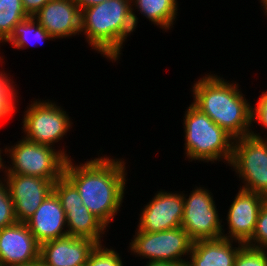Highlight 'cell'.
<instances>
[{
    "instance_id": "6da1fadb",
    "label": "cell",
    "mask_w": 267,
    "mask_h": 266,
    "mask_svg": "<svg viewBox=\"0 0 267 266\" xmlns=\"http://www.w3.org/2000/svg\"><path fill=\"white\" fill-rule=\"evenodd\" d=\"M69 158L64 175L78 189L83 204L106 227L114 220L124 202L126 162L119 158L98 157L74 164Z\"/></svg>"
},
{
    "instance_id": "7a4b0ae2",
    "label": "cell",
    "mask_w": 267,
    "mask_h": 266,
    "mask_svg": "<svg viewBox=\"0 0 267 266\" xmlns=\"http://www.w3.org/2000/svg\"><path fill=\"white\" fill-rule=\"evenodd\" d=\"M197 80L192 85V104L234 139L250 135L252 106L239 84L211 72Z\"/></svg>"
},
{
    "instance_id": "3957f363",
    "label": "cell",
    "mask_w": 267,
    "mask_h": 266,
    "mask_svg": "<svg viewBox=\"0 0 267 266\" xmlns=\"http://www.w3.org/2000/svg\"><path fill=\"white\" fill-rule=\"evenodd\" d=\"M81 32L92 49L116 62L123 43L135 32L131 0H109L81 10Z\"/></svg>"
},
{
    "instance_id": "277c9868",
    "label": "cell",
    "mask_w": 267,
    "mask_h": 266,
    "mask_svg": "<svg viewBox=\"0 0 267 266\" xmlns=\"http://www.w3.org/2000/svg\"><path fill=\"white\" fill-rule=\"evenodd\" d=\"M186 110L183 119L184 153L188 161H222L229 165L235 139L192 103Z\"/></svg>"
},
{
    "instance_id": "5b68a950",
    "label": "cell",
    "mask_w": 267,
    "mask_h": 266,
    "mask_svg": "<svg viewBox=\"0 0 267 266\" xmlns=\"http://www.w3.org/2000/svg\"><path fill=\"white\" fill-rule=\"evenodd\" d=\"M8 147V148H7ZM11 159L9 166L4 164V174L38 176L55 182L64 175L67 160L71 157L64 149H54L38 144L24 137L3 150Z\"/></svg>"
},
{
    "instance_id": "8992f818",
    "label": "cell",
    "mask_w": 267,
    "mask_h": 266,
    "mask_svg": "<svg viewBox=\"0 0 267 266\" xmlns=\"http://www.w3.org/2000/svg\"><path fill=\"white\" fill-rule=\"evenodd\" d=\"M253 130L250 135L234 140L229 166L242 180L240 189L267 198V138Z\"/></svg>"
},
{
    "instance_id": "52a82bcc",
    "label": "cell",
    "mask_w": 267,
    "mask_h": 266,
    "mask_svg": "<svg viewBox=\"0 0 267 266\" xmlns=\"http://www.w3.org/2000/svg\"><path fill=\"white\" fill-rule=\"evenodd\" d=\"M28 106L22 118V133H25L23 137L55 148L54 144L63 140L72 128L71 118L58 103L48 99H36Z\"/></svg>"
},
{
    "instance_id": "ba28073f",
    "label": "cell",
    "mask_w": 267,
    "mask_h": 266,
    "mask_svg": "<svg viewBox=\"0 0 267 266\" xmlns=\"http://www.w3.org/2000/svg\"><path fill=\"white\" fill-rule=\"evenodd\" d=\"M133 237L129 244L131 253L136 257L149 259V262H188L193 245L192 239L182 227L160 232H143L137 229Z\"/></svg>"
},
{
    "instance_id": "9c48e42d",
    "label": "cell",
    "mask_w": 267,
    "mask_h": 266,
    "mask_svg": "<svg viewBox=\"0 0 267 266\" xmlns=\"http://www.w3.org/2000/svg\"><path fill=\"white\" fill-rule=\"evenodd\" d=\"M187 194L183 193L184 211L181 227L193 242L215 240L224 234V224L220 220L214 197L210 190L197 187ZM188 196V197H187Z\"/></svg>"
},
{
    "instance_id": "30bf717a",
    "label": "cell",
    "mask_w": 267,
    "mask_h": 266,
    "mask_svg": "<svg viewBox=\"0 0 267 266\" xmlns=\"http://www.w3.org/2000/svg\"><path fill=\"white\" fill-rule=\"evenodd\" d=\"M143 207L137 229L143 232H160L181 227L184 198L183 192L157 191Z\"/></svg>"
},
{
    "instance_id": "8fae6325",
    "label": "cell",
    "mask_w": 267,
    "mask_h": 266,
    "mask_svg": "<svg viewBox=\"0 0 267 266\" xmlns=\"http://www.w3.org/2000/svg\"><path fill=\"white\" fill-rule=\"evenodd\" d=\"M6 183L14 203V213L18 222L25 223L53 192L54 182L38 176L5 174Z\"/></svg>"
},
{
    "instance_id": "7c38bea8",
    "label": "cell",
    "mask_w": 267,
    "mask_h": 266,
    "mask_svg": "<svg viewBox=\"0 0 267 266\" xmlns=\"http://www.w3.org/2000/svg\"><path fill=\"white\" fill-rule=\"evenodd\" d=\"M40 261V244L23 222L0 230V266H29Z\"/></svg>"
},
{
    "instance_id": "4fadbf2b",
    "label": "cell",
    "mask_w": 267,
    "mask_h": 266,
    "mask_svg": "<svg viewBox=\"0 0 267 266\" xmlns=\"http://www.w3.org/2000/svg\"><path fill=\"white\" fill-rule=\"evenodd\" d=\"M267 198L239 189L226 216L228 232L222 238L246 244L253 236L259 211Z\"/></svg>"
},
{
    "instance_id": "5bb4252c",
    "label": "cell",
    "mask_w": 267,
    "mask_h": 266,
    "mask_svg": "<svg viewBox=\"0 0 267 266\" xmlns=\"http://www.w3.org/2000/svg\"><path fill=\"white\" fill-rule=\"evenodd\" d=\"M33 17L54 40L81 34V10L74 0H50Z\"/></svg>"
},
{
    "instance_id": "9a60e30c",
    "label": "cell",
    "mask_w": 267,
    "mask_h": 266,
    "mask_svg": "<svg viewBox=\"0 0 267 266\" xmlns=\"http://www.w3.org/2000/svg\"><path fill=\"white\" fill-rule=\"evenodd\" d=\"M88 238L65 236L40 245V263L43 266H85L97 246Z\"/></svg>"
},
{
    "instance_id": "2e32d148",
    "label": "cell",
    "mask_w": 267,
    "mask_h": 266,
    "mask_svg": "<svg viewBox=\"0 0 267 266\" xmlns=\"http://www.w3.org/2000/svg\"><path fill=\"white\" fill-rule=\"evenodd\" d=\"M25 223L40 245L68 235L66 213L54 192L45 198Z\"/></svg>"
},
{
    "instance_id": "e0dca14e",
    "label": "cell",
    "mask_w": 267,
    "mask_h": 266,
    "mask_svg": "<svg viewBox=\"0 0 267 266\" xmlns=\"http://www.w3.org/2000/svg\"><path fill=\"white\" fill-rule=\"evenodd\" d=\"M233 240L219 238L193 242L188 266H234L238 251L245 245L238 242L234 247Z\"/></svg>"
},
{
    "instance_id": "ac0fdd59",
    "label": "cell",
    "mask_w": 267,
    "mask_h": 266,
    "mask_svg": "<svg viewBox=\"0 0 267 266\" xmlns=\"http://www.w3.org/2000/svg\"><path fill=\"white\" fill-rule=\"evenodd\" d=\"M66 213L69 236L88 238L101 244L106 226L83 204L76 208H63Z\"/></svg>"
},
{
    "instance_id": "d6986e66",
    "label": "cell",
    "mask_w": 267,
    "mask_h": 266,
    "mask_svg": "<svg viewBox=\"0 0 267 266\" xmlns=\"http://www.w3.org/2000/svg\"><path fill=\"white\" fill-rule=\"evenodd\" d=\"M178 5L177 0H131L135 28L139 19L134 11L138 9L137 11H140L153 24L165 31L171 30L174 27L176 16H178Z\"/></svg>"
},
{
    "instance_id": "ffe728a7",
    "label": "cell",
    "mask_w": 267,
    "mask_h": 266,
    "mask_svg": "<svg viewBox=\"0 0 267 266\" xmlns=\"http://www.w3.org/2000/svg\"><path fill=\"white\" fill-rule=\"evenodd\" d=\"M54 38L34 19L29 17L14 26V29L10 36L3 42L11 43L16 49H25L34 44L46 40H53ZM35 44V45H36Z\"/></svg>"
},
{
    "instance_id": "44dd1931",
    "label": "cell",
    "mask_w": 267,
    "mask_h": 266,
    "mask_svg": "<svg viewBox=\"0 0 267 266\" xmlns=\"http://www.w3.org/2000/svg\"><path fill=\"white\" fill-rule=\"evenodd\" d=\"M29 18L25 12L22 0H0V43H3L12 33L14 26ZM3 56L0 57V62Z\"/></svg>"
},
{
    "instance_id": "7402d4cb",
    "label": "cell",
    "mask_w": 267,
    "mask_h": 266,
    "mask_svg": "<svg viewBox=\"0 0 267 266\" xmlns=\"http://www.w3.org/2000/svg\"><path fill=\"white\" fill-rule=\"evenodd\" d=\"M53 192L60 200L62 208H76L83 205L78 189L65 175L54 182Z\"/></svg>"
},
{
    "instance_id": "603a6c76",
    "label": "cell",
    "mask_w": 267,
    "mask_h": 266,
    "mask_svg": "<svg viewBox=\"0 0 267 266\" xmlns=\"http://www.w3.org/2000/svg\"><path fill=\"white\" fill-rule=\"evenodd\" d=\"M85 266H125L119 253L114 248L105 247L102 243L91 252Z\"/></svg>"
},
{
    "instance_id": "cb8c5ba5",
    "label": "cell",
    "mask_w": 267,
    "mask_h": 266,
    "mask_svg": "<svg viewBox=\"0 0 267 266\" xmlns=\"http://www.w3.org/2000/svg\"><path fill=\"white\" fill-rule=\"evenodd\" d=\"M0 180V230L17 223L14 213V203L11 199L8 187L2 176Z\"/></svg>"
},
{
    "instance_id": "d4e9b609",
    "label": "cell",
    "mask_w": 267,
    "mask_h": 266,
    "mask_svg": "<svg viewBox=\"0 0 267 266\" xmlns=\"http://www.w3.org/2000/svg\"><path fill=\"white\" fill-rule=\"evenodd\" d=\"M234 266H267V249L244 245L238 251Z\"/></svg>"
},
{
    "instance_id": "484cf974",
    "label": "cell",
    "mask_w": 267,
    "mask_h": 266,
    "mask_svg": "<svg viewBox=\"0 0 267 266\" xmlns=\"http://www.w3.org/2000/svg\"><path fill=\"white\" fill-rule=\"evenodd\" d=\"M245 245L252 248L267 249V201L259 211L254 234Z\"/></svg>"
},
{
    "instance_id": "4316f807",
    "label": "cell",
    "mask_w": 267,
    "mask_h": 266,
    "mask_svg": "<svg viewBox=\"0 0 267 266\" xmlns=\"http://www.w3.org/2000/svg\"><path fill=\"white\" fill-rule=\"evenodd\" d=\"M256 122L267 130V90L261 93L256 106H252V124Z\"/></svg>"
},
{
    "instance_id": "83f0119b",
    "label": "cell",
    "mask_w": 267,
    "mask_h": 266,
    "mask_svg": "<svg viewBox=\"0 0 267 266\" xmlns=\"http://www.w3.org/2000/svg\"><path fill=\"white\" fill-rule=\"evenodd\" d=\"M19 96H0V120H3L11 116L16 112V106L19 99Z\"/></svg>"
},
{
    "instance_id": "f1b7e54d",
    "label": "cell",
    "mask_w": 267,
    "mask_h": 266,
    "mask_svg": "<svg viewBox=\"0 0 267 266\" xmlns=\"http://www.w3.org/2000/svg\"><path fill=\"white\" fill-rule=\"evenodd\" d=\"M2 70L0 71V96H17L18 90L14 87L15 83L11 78Z\"/></svg>"
},
{
    "instance_id": "f546056e",
    "label": "cell",
    "mask_w": 267,
    "mask_h": 266,
    "mask_svg": "<svg viewBox=\"0 0 267 266\" xmlns=\"http://www.w3.org/2000/svg\"><path fill=\"white\" fill-rule=\"evenodd\" d=\"M50 0H22V5L29 17H33Z\"/></svg>"
},
{
    "instance_id": "4dcf8cb0",
    "label": "cell",
    "mask_w": 267,
    "mask_h": 266,
    "mask_svg": "<svg viewBox=\"0 0 267 266\" xmlns=\"http://www.w3.org/2000/svg\"><path fill=\"white\" fill-rule=\"evenodd\" d=\"M76 4L79 6L80 10L87 8V7H92L94 5H98L101 2H106L109 0H74Z\"/></svg>"
},
{
    "instance_id": "1f68e13d",
    "label": "cell",
    "mask_w": 267,
    "mask_h": 266,
    "mask_svg": "<svg viewBox=\"0 0 267 266\" xmlns=\"http://www.w3.org/2000/svg\"><path fill=\"white\" fill-rule=\"evenodd\" d=\"M145 266H188L187 262H179V263H171V262H162V261H154V262H146Z\"/></svg>"
},
{
    "instance_id": "d6a6232c",
    "label": "cell",
    "mask_w": 267,
    "mask_h": 266,
    "mask_svg": "<svg viewBox=\"0 0 267 266\" xmlns=\"http://www.w3.org/2000/svg\"><path fill=\"white\" fill-rule=\"evenodd\" d=\"M1 154H3V151H2L1 148H0V172H1V171H4V163L6 162V161L3 160ZM3 161H4V162H3ZM0 180H1V179H0Z\"/></svg>"
},
{
    "instance_id": "836d02e7",
    "label": "cell",
    "mask_w": 267,
    "mask_h": 266,
    "mask_svg": "<svg viewBox=\"0 0 267 266\" xmlns=\"http://www.w3.org/2000/svg\"><path fill=\"white\" fill-rule=\"evenodd\" d=\"M261 2V6H263V12H265L264 14L267 15V0H260Z\"/></svg>"
},
{
    "instance_id": "e575fe53",
    "label": "cell",
    "mask_w": 267,
    "mask_h": 266,
    "mask_svg": "<svg viewBox=\"0 0 267 266\" xmlns=\"http://www.w3.org/2000/svg\"><path fill=\"white\" fill-rule=\"evenodd\" d=\"M29 266H43L40 262Z\"/></svg>"
}]
</instances>
